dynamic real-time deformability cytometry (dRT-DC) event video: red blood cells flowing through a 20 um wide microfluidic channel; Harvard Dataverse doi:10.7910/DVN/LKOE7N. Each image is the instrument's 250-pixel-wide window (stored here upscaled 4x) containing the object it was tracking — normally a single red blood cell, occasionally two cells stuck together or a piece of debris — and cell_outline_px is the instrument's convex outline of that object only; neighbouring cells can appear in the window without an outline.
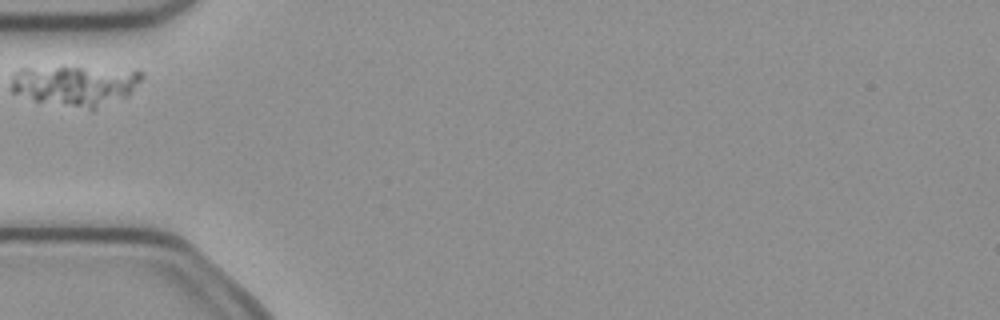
{"species": "common noctule bat (a hibernating species)", "species_latin": "Nyctalus noctula", "temperature_condition": "cold", "stored_images_in_passage": 2, "camera_frame_rate_fps": 3000, "um_per_image_px": 0.085, "animal": {"sex": "female", "body_mass_g": 21.9}, "frame": {"image": 1, "passage_image": 1, "time_ms": 0.0, "image_size_px": [1000, 320], "cell_outline_px": [[144, 76], [124, 96], [92, 112], [36, 100], [12, 92], [12, 72], [20, 68], [136, 68], [144, 72]], "centroid_in_image_um": [6.43, 7.27], "position_along_channel_um": 78.6, "area_um2": 30.92}}
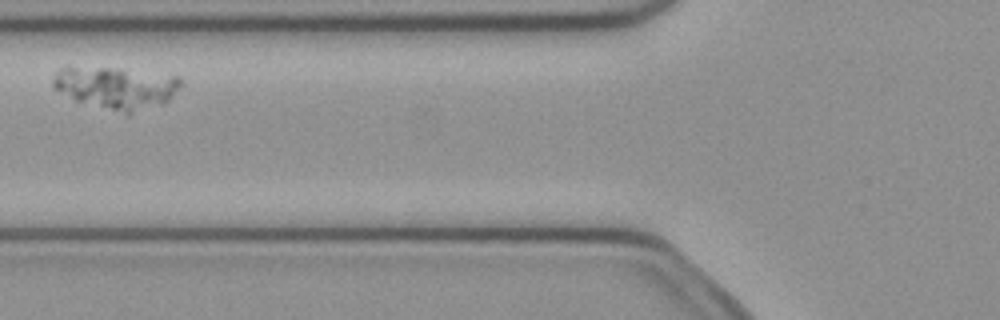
{"frame": {"image": 2, "passage_image": 2, "time_ms": 0.333, "image_size_px": [1000, 320], "cell_outline_px": [[184, 84], [164, 104], [128, 116], [76, 100], [56, 88], [52, 84], [52, 80], [56, 72], [60, 68], [68, 64], [108, 68], [180, 76], [184, 80]], "centroid_in_image_um": [9.91, 7.46], "position_along_channel_um": 115.9, "area_um2": 32.02}}